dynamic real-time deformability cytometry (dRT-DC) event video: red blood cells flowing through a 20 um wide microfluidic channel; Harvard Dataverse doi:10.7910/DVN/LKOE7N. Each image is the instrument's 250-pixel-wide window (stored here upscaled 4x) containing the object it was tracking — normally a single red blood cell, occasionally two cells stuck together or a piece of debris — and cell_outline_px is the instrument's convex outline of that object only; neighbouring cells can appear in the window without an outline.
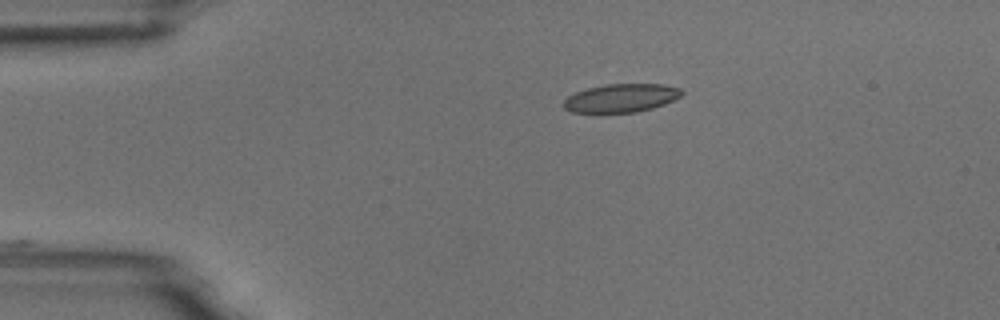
{"species": "common noctule bat (a hibernating species)", "species_latin": "Nyctalus noctula", "temperature_condition": "room temperature", "stored_images_in_passage": 45, "camera_frame_rate_fps": 3000, "um_per_image_px": 0.085, "animal": {"sex": "male", "body_mass_g": 18.8}, "frame": {"image": 1, "passage_image": 1, "time_ms": 0.0, "image_size_px": [1000, 320], "cell_outline_px": [[684, 92], [680, 96], [664, 104], [652, 108], [636, 112], [572, 112], [564, 108], [564, 100], [568, 96], [576, 92], [588, 88], [604, 84], [664, 84], [680, 88]], "centroid_in_image_um": [52.81, 8.32], "position_along_channel_um": 32.2, "area_um2": 19.36}}
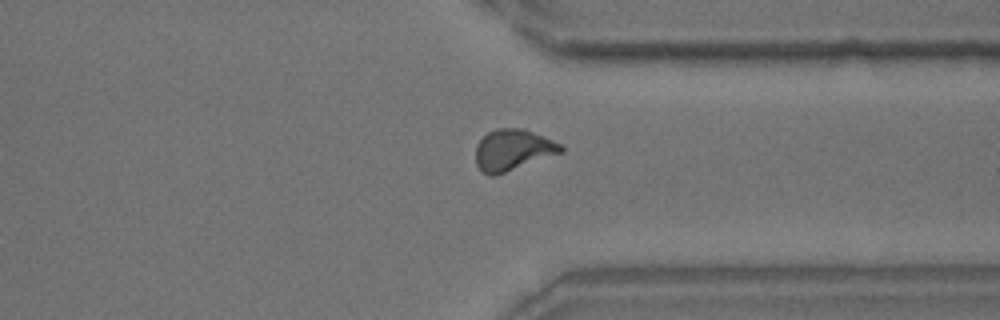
{"frame": {"image": 2, "passage_image": 32, "time_ms": 10.333, "image_size_px": [1000, 320], "cell_outline_px": [[564, 152], [496, 176], [488, 176], [480, 172], [476, 164], [476, 144], [488, 132], [496, 128], [524, 128], [564, 144]], "centroid_in_image_um": [43.61, 12.76], "position_along_channel_um": 367.8, "area_um2": 20.98}}
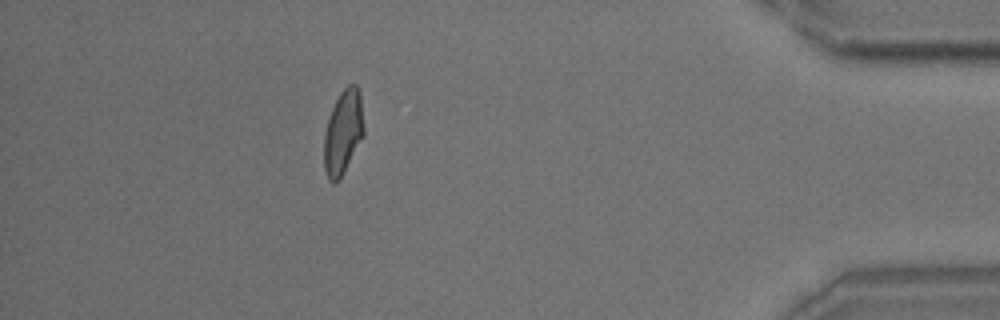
{"frame": {"image": 3, "passage_image": 39, "time_ms": 12.667, "image_size_px": [1000, 320], "cell_outline_px": [[364, 136], [340, 180], [336, 184], [332, 184], [328, 180], [324, 168], [324, 132], [328, 116], [340, 92], [348, 84], [356, 84], [360, 92], [364, 128]], "centroid_in_image_um": [29.16, 11.28], "position_along_channel_um": 406.0, "area_um2": 20.0}}